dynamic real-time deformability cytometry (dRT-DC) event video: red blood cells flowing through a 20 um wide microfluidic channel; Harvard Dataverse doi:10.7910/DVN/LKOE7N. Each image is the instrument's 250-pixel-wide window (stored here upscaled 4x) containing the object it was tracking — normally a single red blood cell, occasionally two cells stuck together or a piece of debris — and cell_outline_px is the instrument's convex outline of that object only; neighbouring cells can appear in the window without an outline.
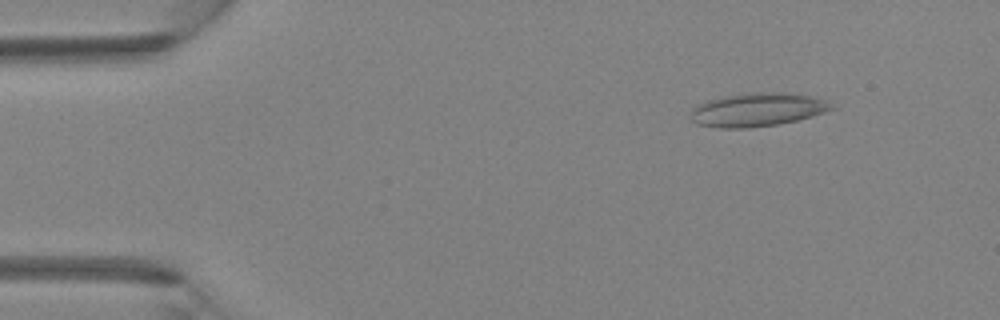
{"species": "Egyptian fruit bat (a non-hibernating species)", "species_latin": "Rousettus aegyptiacus", "temperature_condition": "room temperature", "stored_images_in_passage": 5, "camera_frame_rate_fps": 3000, "um_per_image_px": 0.085, "animal": {"sex": "female"}, "frame": {"image": 1, "passage_image": 5, "time_ms": 1.333, "image_size_px": [1000, 320], "cell_outline_px": [[836, 108], [812, 116], [780, 124], [748, 128], [716, 128], [696, 124], [688, 116], [692, 108], [696, 104], [708, 100], [724, 96], [748, 92], [784, 92], [812, 96], [836, 104]], "centroid_in_image_um": [64.35, 9.32], "position_along_channel_um": 20.6, "area_um2": 27.98}}